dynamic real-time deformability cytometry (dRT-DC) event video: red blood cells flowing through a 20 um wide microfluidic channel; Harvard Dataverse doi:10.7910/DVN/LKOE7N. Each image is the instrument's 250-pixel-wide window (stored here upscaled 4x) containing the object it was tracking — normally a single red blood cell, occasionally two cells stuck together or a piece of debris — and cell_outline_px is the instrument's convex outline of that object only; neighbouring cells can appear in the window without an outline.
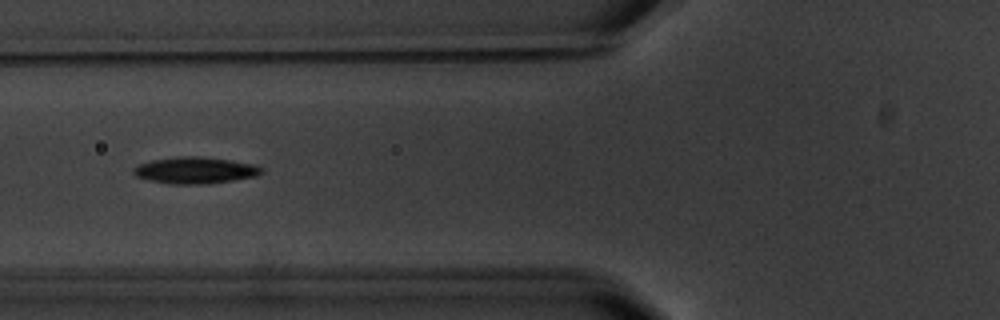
{"species": "common noctule bat (a hibernating species)", "species_latin": "Nyctalus noctula", "temperature_condition": "warm", "stored_images_in_passage": 7, "camera_frame_rate_fps": 3000, "um_per_image_px": 0.085, "animal": {"sex": "male", "body_mass_g": 20.1, "forearm_length_mm": 53.5}, "frame": {"image": 1, "passage_image": 3, "time_ms": 2.333, "image_size_px": [1000, 320], "cell_outline_px": [[264, 172], [256, 176], [208, 184], [168, 184], [148, 180], [136, 176], [132, 172], [132, 168], [140, 164], [152, 160], [180, 156], [200, 156], [232, 160], [256, 164], [264, 168]], "centroid_in_image_um": [16.61, 14.47], "position_along_channel_um": 109.2, "area_um2": 20.06}}
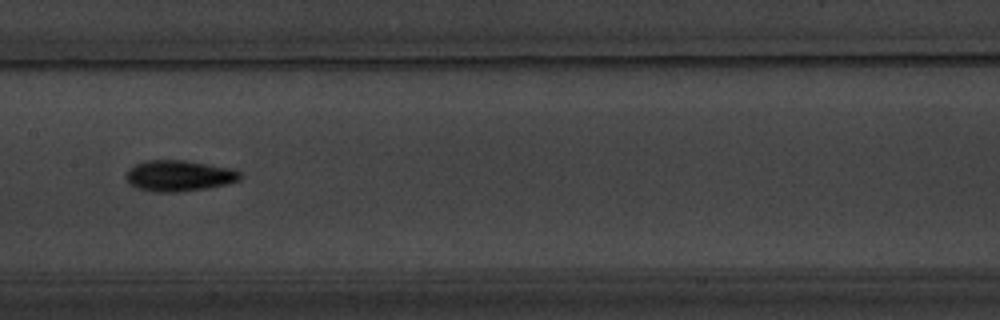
{"frame": {"image": 2, "passage_image": 5, "time_ms": 4.667, "image_size_px": [1000, 320], "cell_outline_px": [[244, 176], [240, 180], [228, 184], [204, 188], [176, 192], [156, 192], [136, 188], [128, 184], [124, 176], [128, 168], [136, 164], [148, 160], [184, 160], [208, 164], [228, 168], [240, 172]], "centroid_in_image_um": [15.18, 14.94], "position_along_channel_um": 192.2, "area_um2": 20.69}}